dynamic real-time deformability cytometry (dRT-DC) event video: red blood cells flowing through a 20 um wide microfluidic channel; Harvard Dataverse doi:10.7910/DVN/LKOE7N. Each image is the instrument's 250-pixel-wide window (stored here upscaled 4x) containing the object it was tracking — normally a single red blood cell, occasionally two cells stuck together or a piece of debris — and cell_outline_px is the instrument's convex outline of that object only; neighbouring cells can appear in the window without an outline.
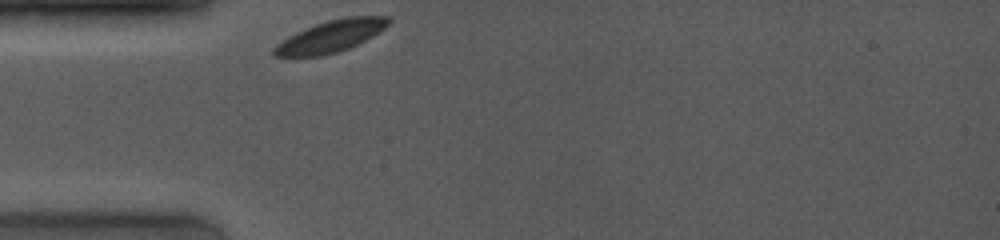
{"species": "common noctule bat (a hibernating species)", "species_latin": "Nyctalus noctula", "temperature_condition": "room temperature", "stored_images_in_passage": 4, "camera_frame_rate_fps": 4000, "um_per_image_px": 0.085, "animal": {"sex": "female", "body_mass_g": 19.0, "forearm_length_mm": 53.3}, "frame": {"image": 1, "passage_image": 1, "time_ms": 0.0, "image_size_px": [1000, 240], "cell_outline_px": [[392, 20], [384, 28], [372, 36], [348, 48], [336, 52], [320, 56], [272, 56], [272, 48], [276, 44], [288, 36], [296, 32], [316, 24], [328, 20], [348, 16], [388, 16]], "centroid_in_image_um": [28.09, 3.08], "position_along_channel_um": 56.9, "area_um2": 20.98}}